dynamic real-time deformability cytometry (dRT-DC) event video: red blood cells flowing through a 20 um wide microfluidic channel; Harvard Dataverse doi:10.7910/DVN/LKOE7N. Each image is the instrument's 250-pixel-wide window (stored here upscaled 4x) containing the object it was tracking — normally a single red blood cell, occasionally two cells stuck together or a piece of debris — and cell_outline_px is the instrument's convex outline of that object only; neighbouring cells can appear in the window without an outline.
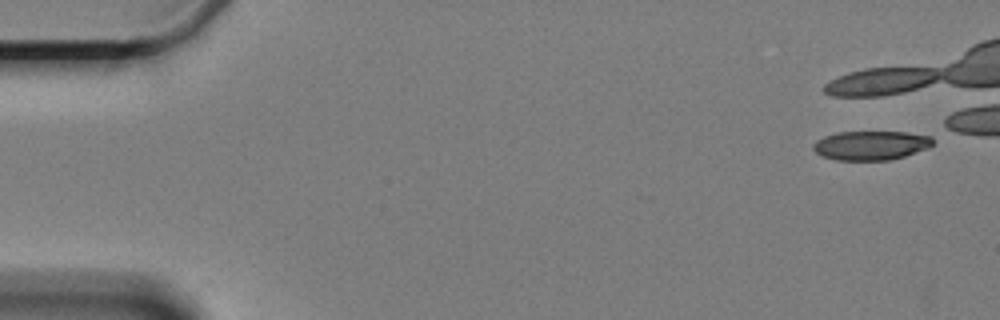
{"species": "Egyptian fruit bat (a non-hibernating species)", "species_latin": "Rousettus aegyptiacus", "temperature_condition": "cold", "stored_images_in_passage": 51, "camera_frame_rate_fps": 3000, "um_per_image_px": 0.085, "animal": {"sex": "female"}, "frame": {"image": 1, "passage_image": 1, "time_ms": 0.0, "image_size_px": [1000, 320], "cell_outline_px": [[932, 144], [928, 148], [904, 156], [888, 160], [836, 160], [824, 156], [816, 152], [812, 148], [812, 144], [816, 140], [824, 136], [836, 132], [908, 132], [932, 136]], "centroid_in_image_um": [74.01, 12.35], "position_along_channel_um": 11.0, "area_um2": 20.29}}